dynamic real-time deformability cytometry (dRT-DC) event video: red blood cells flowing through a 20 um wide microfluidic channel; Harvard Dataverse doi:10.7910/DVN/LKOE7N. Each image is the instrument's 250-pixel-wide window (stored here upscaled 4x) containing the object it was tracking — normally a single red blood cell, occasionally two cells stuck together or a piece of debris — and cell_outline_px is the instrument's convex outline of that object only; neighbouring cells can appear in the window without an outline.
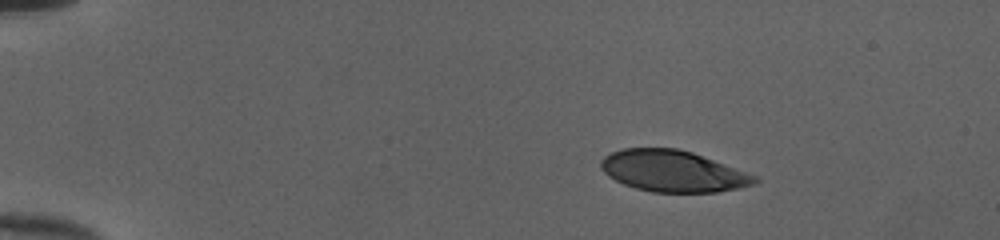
{"species": "human", "species_latin": "Homo sapiens", "temperature_condition": "cold", "stored_images_in_passage": 44, "camera_frame_rate_fps": 3000, "um_per_image_px": 0.085, "donor": {"sex": "female"}, "frame": {"image": 1, "passage_image": 1, "time_ms": 0.0, "image_size_px": [1000, 240], "cell_outline_px": [[760, 180], [752, 184], [736, 188], [716, 192], [652, 192], [636, 188], [624, 184], [608, 176], [600, 168], [600, 160], [604, 156], [612, 152], [624, 148], [676, 148], [692, 152], [760, 176]], "centroid_in_image_um": [57.2, 14.54], "position_along_channel_um": 27.8, "area_um2": 37.11}}
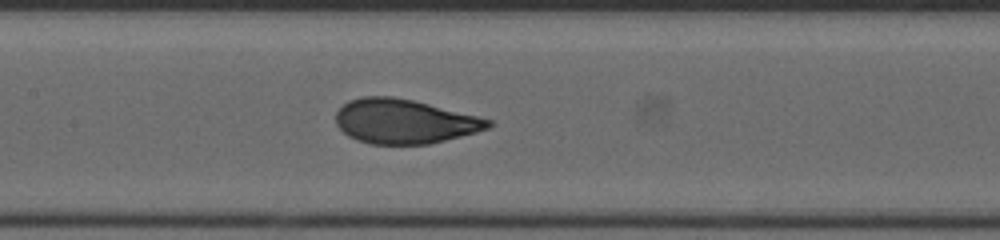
{"frame": {"image": 2, "passage_image": 19, "time_ms": 6.0, "image_size_px": [1000, 240], "cell_outline_px": [[496, 124], [488, 128], [476, 132], [428, 144], [372, 144], [356, 140], [348, 136], [336, 124], [336, 112], [348, 100], [364, 96], [392, 96], [412, 100], [492, 120]], "centroid_in_image_um": [34.34, 10.32], "position_along_channel_um": 173.1, "area_um2": 39.13}}
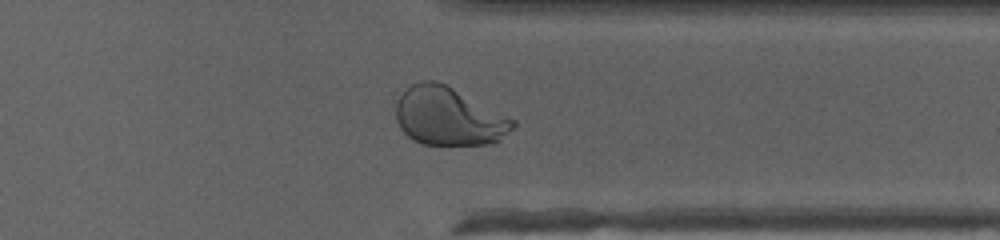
{"frame": {"image": 3, "passage_image": 34, "time_ms": 11.0, "image_size_px": [1000, 240], "cell_outline_px": [[516, 128], [492, 144], [420, 144], [412, 140], [400, 128], [396, 120], [396, 104], [400, 96], [412, 84], [420, 80], [436, 80], [516, 120]], "centroid_in_image_um": [38.13, 9.91], "position_along_channel_um": 373.3, "area_um2": 39.42}, "authors_computed_cell_mechanics": {"area_um2": 39.2462, "velocity_mm_per_s": 4.015, "shape_relaxation_time_tau1_ms": 5.4023, "shape_relaxation_time_tau2_ms": null, "deformation_change_tau1": 0.2328, "deformation_change_tau2": null}}